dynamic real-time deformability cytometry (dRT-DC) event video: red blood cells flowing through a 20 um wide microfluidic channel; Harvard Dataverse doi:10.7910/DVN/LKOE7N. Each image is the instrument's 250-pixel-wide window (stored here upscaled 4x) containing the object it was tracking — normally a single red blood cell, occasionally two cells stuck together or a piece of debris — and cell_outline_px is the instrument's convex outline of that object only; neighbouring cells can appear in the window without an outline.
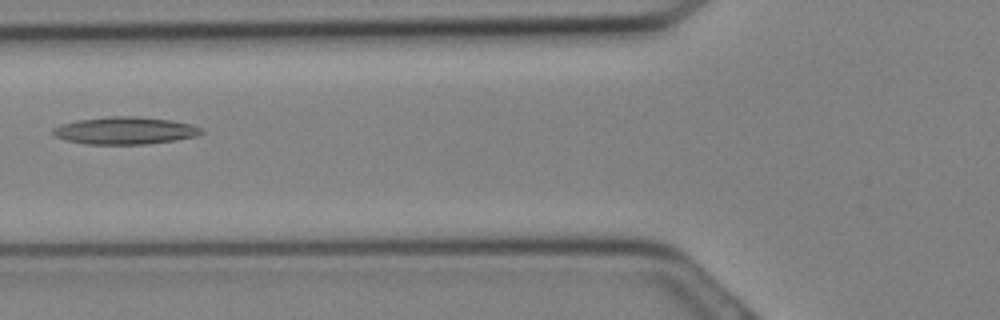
{"species": "Egyptian fruit bat (a non-hibernating species)", "species_latin": "Rousettus aegyptiacus", "temperature_condition": "cold", "stored_images_in_passage": 10, "camera_frame_rate_fps": 3000, "um_per_image_px": 0.085, "animal": {"sex": "female"}, "frame": {"image": 1, "passage_image": 7, "time_ms": 2.0, "image_size_px": [1000, 320], "cell_outline_px": [[204, 132], [196, 136], [176, 140], [144, 144], [88, 144], [68, 140], [56, 136], [52, 132], [52, 128], [76, 120], [112, 116], [136, 116], [172, 120], [192, 124], [204, 128]], "centroid_in_image_um": [10.69, 11.09], "position_along_channel_um": 115.1, "area_um2": 23.58}}
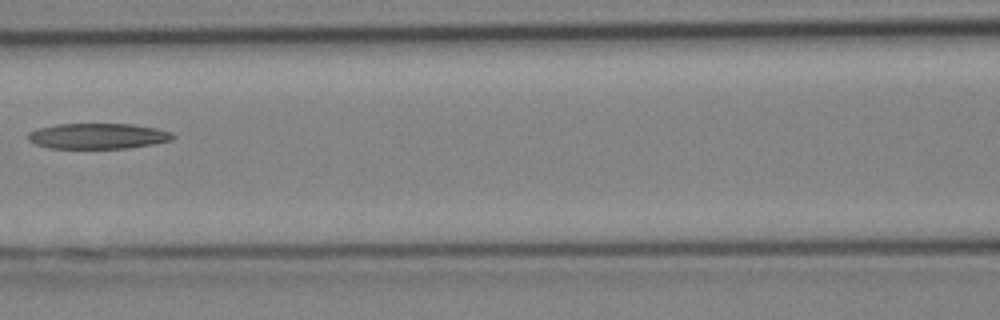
{"frame": {"image": 2, "passage_image": 9, "time_ms": 2.667, "image_size_px": [1000, 320], "cell_outline_px": [[176, 136], [172, 140], [152, 144], [124, 148], [48, 148], [36, 144], [28, 140], [28, 132], [36, 128], [56, 124], [132, 124], [156, 128], [172, 132]], "centroid_in_image_um": [8.3, 11.56], "position_along_channel_um": 158.3, "area_um2": 21.62}}